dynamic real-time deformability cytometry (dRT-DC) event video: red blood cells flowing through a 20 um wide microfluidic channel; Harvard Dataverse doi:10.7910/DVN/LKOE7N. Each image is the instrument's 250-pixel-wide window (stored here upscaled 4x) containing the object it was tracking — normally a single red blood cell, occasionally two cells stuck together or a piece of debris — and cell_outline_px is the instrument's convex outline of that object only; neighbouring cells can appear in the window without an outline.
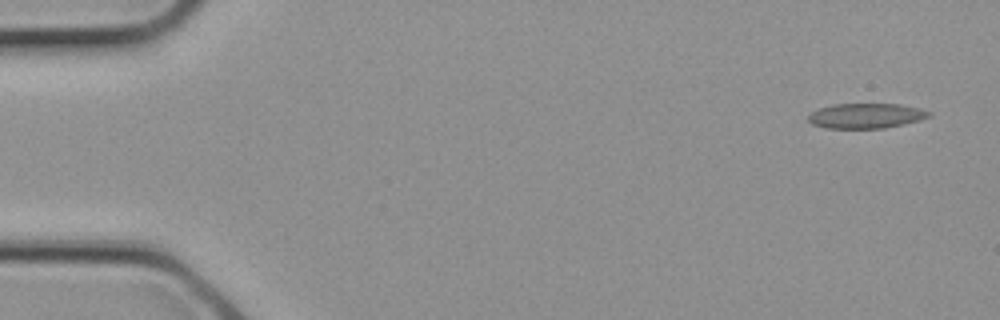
{"species": "common noctule bat (a hibernating species)", "species_latin": "Nyctalus noctula", "temperature_condition": "cold", "stored_images_in_passage": 2, "camera_frame_rate_fps": 3000, "um_per_image_px": 0.085, "animal": {"sex": "female", "body_mass_g": 21.9}, "frame": {"image": 1, "passage_image": 1, "time_ms": 0.0, "image_size_px": [1000, 320], "cell_outline_px": [[932, 116], [920, 120], [904, 124], [884, 128], [828, 128], [812, 124], [808, 120], [808, 116], [812, 112], [820, 108], [832, 104], [900, 104], [920, 108], [932, 112]], "centroid_in_image_um": [73.65, 9.84], "position_along_channel_um": 11.3, "area_um2": 17.63}}